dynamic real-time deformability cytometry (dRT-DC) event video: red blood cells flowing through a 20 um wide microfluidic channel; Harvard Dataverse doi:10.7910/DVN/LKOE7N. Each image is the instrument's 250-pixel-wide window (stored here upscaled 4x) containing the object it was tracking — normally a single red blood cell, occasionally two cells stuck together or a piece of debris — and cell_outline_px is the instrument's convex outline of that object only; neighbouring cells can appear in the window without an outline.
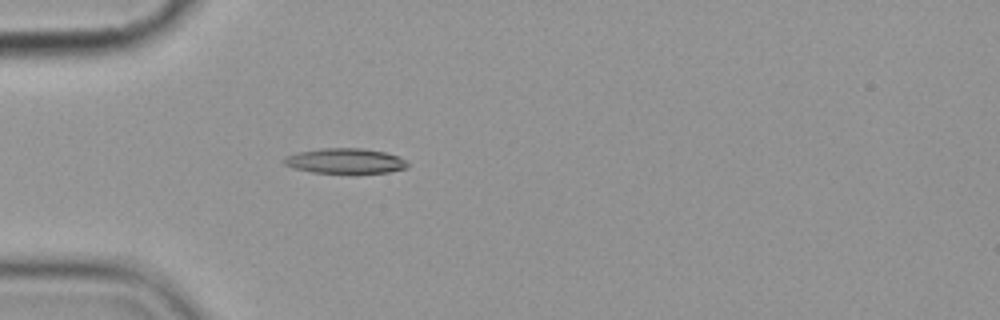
{"species": "common noctule bat (a hibernating species)", "species_latin": "Nyctalus noctula", "temperature_condition": "cold", "stored_images_in_passage": 4, "camera_frame_rate_fps": 3000, "um_per_image_px": 0.085, "animal": {"sex": "female", "body_mass_g": 19.9}, "frame": {"image": 1, "passage_image": 4, "time_ms": 3.667, "image_size_px": [1000, 320], "cell_outline_px": [[408, 168], [388, 172], [356, 176], [352, 176], [312, 172], [296, 168], [284, 164], [280, 160], [284, 156], [296, 152], [320, 148], [360, 148], [384, 152], [396, 156], [404, 160], [408, 164]], "centroid_in_image_um": [29.31, 13.73], "position_along_channel_um": 55.7, "area_um2": 19.02}}